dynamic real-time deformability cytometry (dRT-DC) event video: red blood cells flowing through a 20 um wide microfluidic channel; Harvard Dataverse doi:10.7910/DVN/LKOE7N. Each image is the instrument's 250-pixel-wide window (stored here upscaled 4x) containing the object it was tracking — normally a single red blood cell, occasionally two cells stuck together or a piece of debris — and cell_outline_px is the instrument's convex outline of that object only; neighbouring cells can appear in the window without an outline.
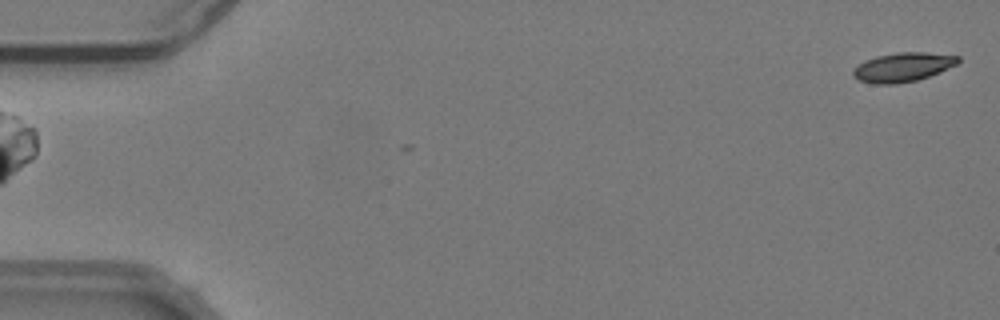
{"species": "common noctule bat (a hibernating species)", "species_latin": "Nyctalus noctula", "temperature_condition": "warm", "stored_images_in_passage": 55, "camera_frame_rate_fps": 3000, "um_per_image_px": 0.085, "animal": {"sex": "male", "body_mass_g": 19.2, "forearm_length_mm": 51.8}, "frame": {"image": 1, "passage_image": 1, "time_ms": 0.0, "image_size_px": [1000, 320], "cell_outline_px": [[960, 60], [956, 64], [940, 72], [916, 80], [896, 84], [876, 84], [860, 80], [852, 76], [852, 72], [864, 60], [876, 56], [896, 52], [928, 52], [960, 56]], "centroid_in_image_um": [76.75, 5.69], "position_along_channel_um": 8.3, "area_um2": 17.74}}
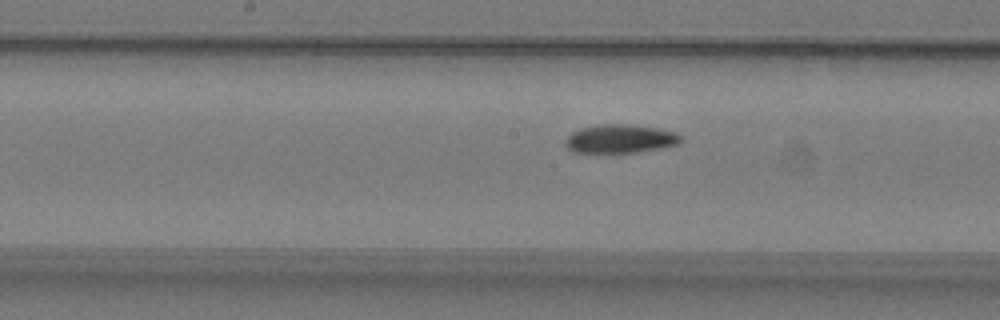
{"frame": {"image": 2, "passage_image": 28, "time_ms": 9.0, "image_size_px": [1000, 320], "cell_outline_px": [[684, 140], [676, 144], [660, 148], [636, 152], [572, 152], [564, 144], [564, 140], [572, 132], [580, 128], [600, 124], [628, 124], [656, 128], [676, 132], [684, 136]], "centroid_in_image_um": [52.72, 11.79], "position_along_channel_um": 195.5, "area_um2": 19.25}}
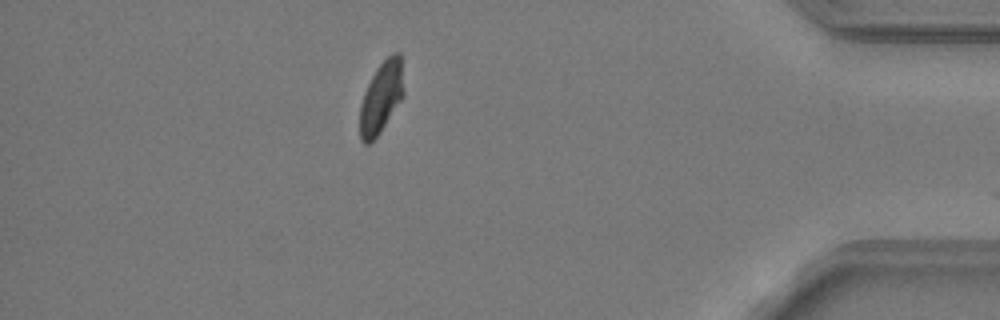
{"frame": {"image": 3, "passage_image": 48, "time_ms": 15.667, "image_size_px": [1000, 320], "cell_outline_px": [[404, 96], [380, 132], [368, 144], [364, 144], [360, 140], [360, 104], [364, 92], [376, 68], [392, 52], [400, 52], [404, 92]], "centroid_in_image_um": [32.41, 8.27], "position_along_channel_um": 402.8, "area_um2": 18.21}, "authors_computed_cell_mechanics": {"area_um2": 19.1896, "velocity_mm_per_s": 3.787, "shape_relaxation_time_tau1_ms": 7.5146, "shape_relaxation_time_tau2_ms": 5.2348, "deformation_change_tau1": 0.1632, "deformation_change_tau2": 0.0837}}